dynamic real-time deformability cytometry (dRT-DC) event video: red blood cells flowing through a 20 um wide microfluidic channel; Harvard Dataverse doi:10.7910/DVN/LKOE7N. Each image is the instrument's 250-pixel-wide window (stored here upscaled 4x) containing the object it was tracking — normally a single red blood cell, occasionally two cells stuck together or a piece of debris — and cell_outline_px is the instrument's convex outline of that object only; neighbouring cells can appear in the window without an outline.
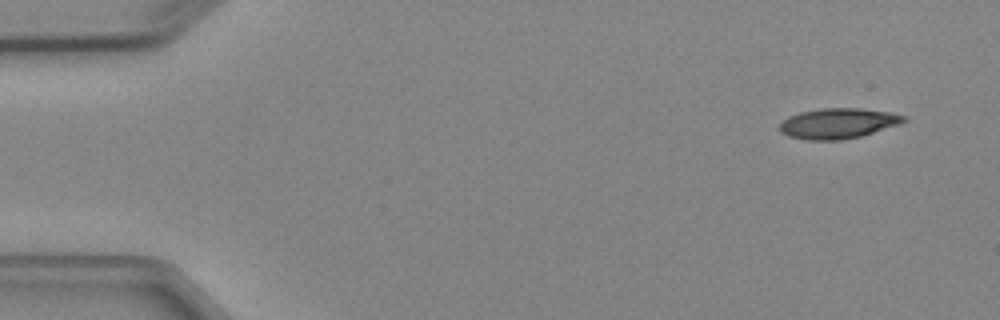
{"species": "Egyptian fruit bat (a non-hibernating species)", "species_latin": "Rousettus aegyptiacus", "temperature_condition": "cold", "stored_images_in_passage": 4, "camera_frame_rate_fps": 3000, "um_per_image_px": 0.085, "animal": {"sex": "female"}, "frame": {"image": 1, "passage_image": 1, "time_ms": 0.0, "image_size_px": [1000, 320], "cell_outline_px": [[908, 120], [900, 124], [860, 136], [840, 140], [804, 140], [788, 136], [780, 132], [780, 124], [788, 116], [800, 112], [824, 108], [860, 108], [892, 112], [908, 116]], "centroid_in_image_um": [71.26, 10.48], "position_along_channel_um": 13.7, "area_um2": 22.08}}
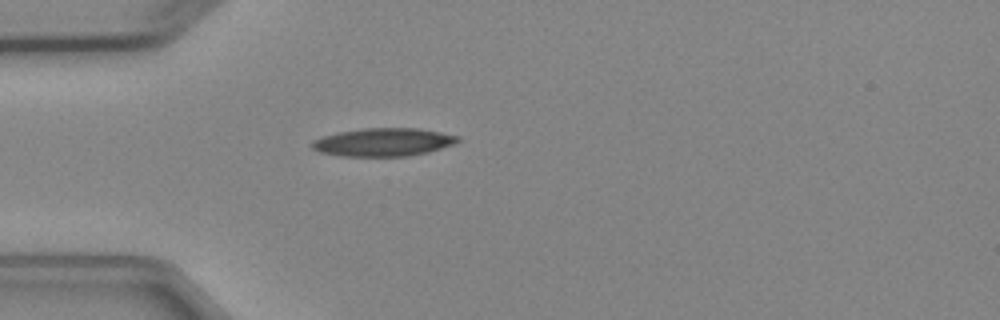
{"frame": {"image": 2, "passage_image": 4, "time_ms": 3.667, "image_size_px": [1000, 320], "cell_outline_px": [[460, 140], [456, 144], [428, 152], [408, 156], [340, 156], [320, 152], [312, 148], [308, 144], [312, 140], [324, 136], [340, 132], [364, 128], [416, 128], [440, 132], [460, 136]], "centroid_in_image_um": [32.59, 12.08], "position_along_channel_um": 52.4, "area_um2": 23.99}}